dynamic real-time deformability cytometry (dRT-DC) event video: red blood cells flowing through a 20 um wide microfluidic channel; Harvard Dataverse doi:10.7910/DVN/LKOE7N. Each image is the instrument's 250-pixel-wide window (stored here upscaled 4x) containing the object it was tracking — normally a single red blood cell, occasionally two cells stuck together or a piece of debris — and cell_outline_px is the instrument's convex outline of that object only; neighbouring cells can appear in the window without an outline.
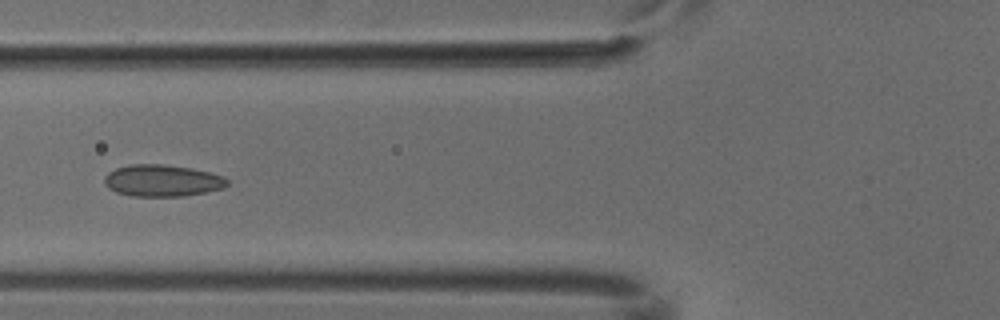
{"species": "common noctule bat (a hibernating species)", "species_latin": "Nyctalus noctula", "temperature_condition": "cold", "stored_images_in_passage": 5, "camera_frame_rate_fps": 3000, "um_per_image_px": 0.085, "animal": {"sex": "male", "body_mass_g": 18.8}, "frame": {"image": 1, "passage_image": 4, "time_ms": 1.0, "image_size_px": [1000, 320], "cell_outline_px": [[228, 184], [224, 188], [184, 196], [132, 196], [116, 192], [108, 188], [104, 184], [104, 176], [108, 172], [116, 168], [128, 164], [164, 164], [192, 168], [224, 176], [228, 180]], "centroid_in_image_um": [13.77, 15.34], "position_along_channel_um": 112.0, "area_um2": 22.89}}
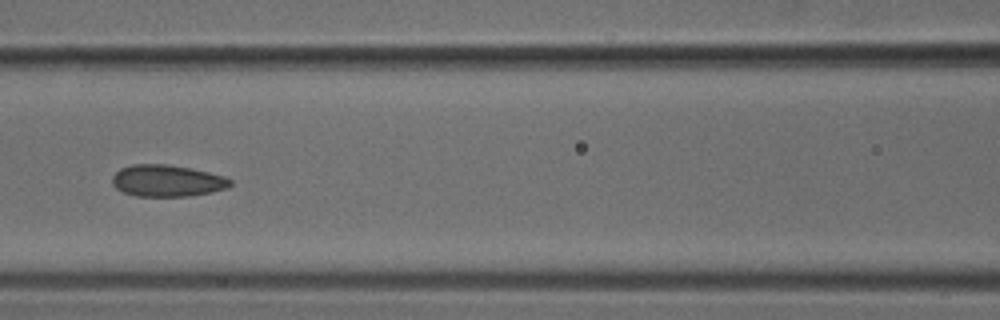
{"frame": {"image": 2, "passage_image": 5, "time_ms": 1.333, "image_size_px": [1000, 320], "cell_outline_px": [[232, 184], [228, 188], [212, 192], [188, 196], [136, 196], [124, 192], [116, 188], [112, 184], [112, 176], [120, 168], [132, 164], [168, 164], [192, 168], [224, 176], [232, 180]], "centroid_in_image_um": [14.21, 15.36], "position_along_channel_um": 152.4, "area_um2": 21.96}}